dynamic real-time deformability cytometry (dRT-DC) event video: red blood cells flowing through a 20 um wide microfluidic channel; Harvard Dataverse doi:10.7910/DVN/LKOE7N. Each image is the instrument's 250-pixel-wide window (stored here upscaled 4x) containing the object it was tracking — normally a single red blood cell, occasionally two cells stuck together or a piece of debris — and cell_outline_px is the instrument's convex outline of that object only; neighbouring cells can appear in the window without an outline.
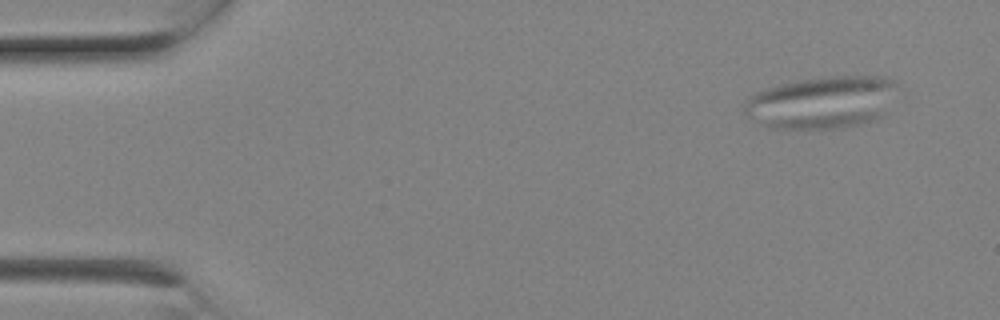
{"species": "Egyptian fruit bat (a non-hibernating species)", "species_latin": "Rousettus aegyptiacus", "temperature_condition": "room temperature", "stored_images_in_passage": 10, "camera_frame_rate_fps": 3000, "um_per_image_px": 0.085, "animal": {"sex": "female"}, "frame": {"image": 1, "passage_image": 2, "time_ms": 0.333, "image_size_px": [1000, 320], "cell_outline_px": [[896, 84], [884, 116], [876, 120], [860, 124], [836, 128], [768, 128], [748, 116], [744, 112], [744, 100], [748, 96], [756, 92], [780, 84], [796, 80], [832, 76], [888, 76], [896, 80]], "centroid_in_image_um": [69.85, 8.69], "position_along_channel_um": 15.1, "area_um2": 46.7}}
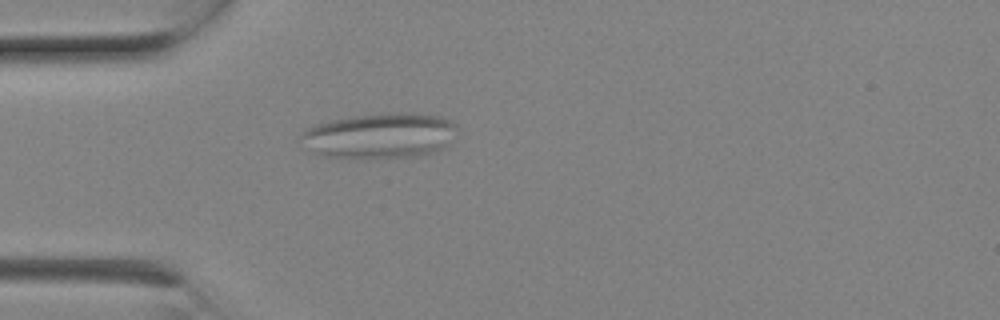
{"frame": {"image": 2, "passage_image": 6, "time_ms": 1.667, "image_size_px": [1000, 320], "cell_outline_px": [[460, 128], [448, 144], [444, 148], [432, 152], [416, 156], [368, 160], [324, 156], [312, 152], [304, 148], [296, 136], [304, 128], [312, 124], [352, 116], [408, 112], [412, 112], [440, 116], [452, 120]], "centroid_in_image_um": [32.22, 11.55], "position_along_channel_um": 52.8, "area_um2": 42.66}}